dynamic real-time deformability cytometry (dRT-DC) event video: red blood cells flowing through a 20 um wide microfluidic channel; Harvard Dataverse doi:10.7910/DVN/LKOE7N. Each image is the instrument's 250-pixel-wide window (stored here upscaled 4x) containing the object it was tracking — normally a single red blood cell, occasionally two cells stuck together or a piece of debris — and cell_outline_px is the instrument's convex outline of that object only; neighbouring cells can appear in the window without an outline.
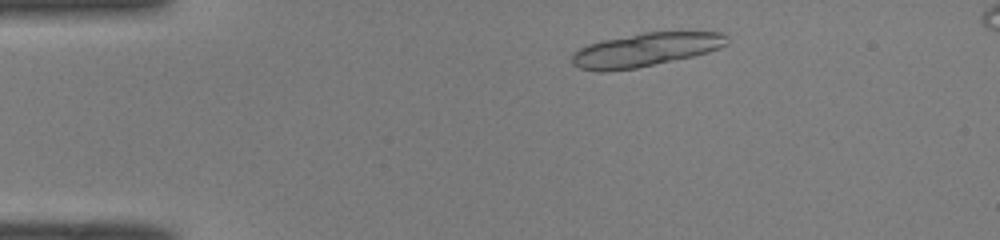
{"species": "common noctule bat (a hibernating species)", "species_latin": "Nyctalus noctula", "temperature_condition": "room temperature", "stored_images_in_passage": 10, "camera_frame_rate_fps": 3000, "um_per_image_px": 0.085, "animal": {"sex": "male", "body_mass_g": 19.0, "forearm_length_mm": 50.8}, "frame": {"image": 1, "passage_image": 5, "time_ms": 1.333, "image_size_px": [1000, 240], "cell_outline_px": [[728, 44], [720, 48], [708, 52], [692, 56], [636, 68], [608, 72], [600, 72], [580, 68], [572, 64], [572, 56], [580, 48], [588, 44], [600, 40], [640, 32], [720, 32], [728, 36]], "centroid_in_image_um": [54.85, 4.22], "position_along_channel_um": 30.1, "area_um2": 30.4}}